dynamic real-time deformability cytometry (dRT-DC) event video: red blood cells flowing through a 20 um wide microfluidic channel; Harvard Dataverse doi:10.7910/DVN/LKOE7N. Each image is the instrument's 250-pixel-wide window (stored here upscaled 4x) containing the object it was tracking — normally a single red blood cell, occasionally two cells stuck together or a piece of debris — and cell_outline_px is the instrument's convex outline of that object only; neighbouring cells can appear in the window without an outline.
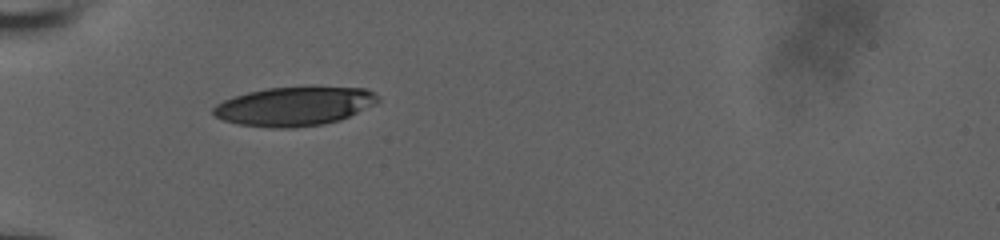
{"species": "human", "species_latin": "Homo sapiens", "temperature_condition": "room temperature", "stored_images_in_passage": 31, "camera_frame_rate_fps": 3000, "um_per_image_px": 0.085, "donor": {"sex": "male"}, "frame": {"image": 1, "passage_image": 1, "time_ms": 0.0, "image_size_px": [1000, 240], "cell_outline_px": [[380, 100], [340, 120], [324, 124], [296, 128], [268, 128], [236, 124], [224, 120], [216, 116], [212, 112], [212, 108], [216, 104], [224, 100], [248, 92], [264, 88], [312, 84], [364, 88], [376, 92], [380, 96]], "centroid_in_image_um": [25.04, 8.99], "position_along_channel_um": 60.0, "area_um2": 38.44}}
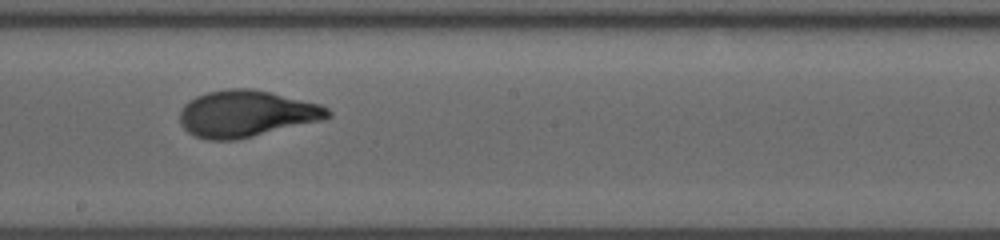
{"frame": {"image": 2, "passage_image": 15, "time_ms": 4.667, "image_size_px": [1000, 240], "cell_outline_px": [[332, 116], [324, 120], [236, 140], [208, 140], [196, 136], [188, 132], [180, 124], [180, 112], [184, 104], [188, 100], [196, 96], [208, 92], [228, 88], [252, 88], [272, 92], [320, 104], [328, 108], [332, 112]], "centroid_in_image_um": [20.96, 9.66], "position_along_channel_um": 227.2, "area_um2": 40.46}}
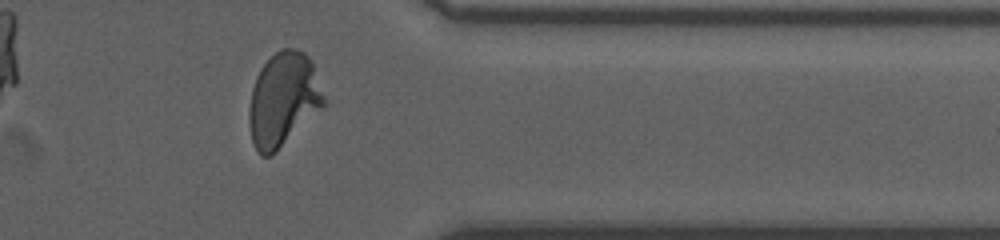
{"frame": {"image": 3, "passage_image": 28, "time_ms": 9.0, "image_size_px": [1000, 240], "cell_outline_px": [[328, 104], [272, 156], [260, 156], [256, 152], [252, 140], [248, 124], [248, 112], [252, 88], [256, 76], [260, 68], [280, 48], [296, 48], [304, 52], [312, 60]], "centroid_in_image_um": [24.1, 8.48], "position_along_channel_um": 387.3, "area_um2": 41.73}, "authors_computed_cell_mechanics": {"area_um2": 38.8994, "velocity_mm_per_s": 3.8565, "shape_relaxation_time_tau1_ms": 3.7835, "shape_relaxation_time_tau2_ms": null, "deformation_change_tau1": 0.181, "deformation_change_tau2": null}}